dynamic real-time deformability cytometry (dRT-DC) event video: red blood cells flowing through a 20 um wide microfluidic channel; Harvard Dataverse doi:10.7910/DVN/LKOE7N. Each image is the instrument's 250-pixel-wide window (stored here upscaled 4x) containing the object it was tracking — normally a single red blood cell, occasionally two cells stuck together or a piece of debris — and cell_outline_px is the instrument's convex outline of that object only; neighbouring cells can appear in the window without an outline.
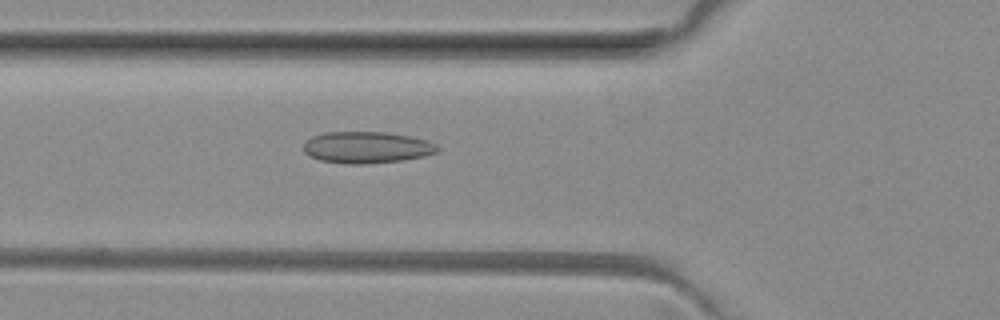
{"species": "common noctule bat (a hibernating species)", "species_latin": "Nyctalus noctula", "temperature_condition": "room temperature", "stored_images_in_passage": 42, "camera_frame_rate_fps": 3000, "um_per_image_px": 0.085, "animal": {"sex": "female", "body_mass_g": 29.2, "forearm_length_mm": 56.3}, "frame": {"image": 1, "passage_image": 9, "time_ms": 2.667, "image_size_px": [1000, 320], "cell_outline_px": [[440, 148], [436, 152], [424, 156], [404, 160], [364, 164], [348, 164], [320, 160], [308, 156], [304, 152], [304, 140], [312, 136], [324, 132], [384, 132], [408, 136], [428, 140], [436, 144]], "centroid_in_image_um": [31.14, 12.53], "position_along_channel_um": 94.7, "area_um2": 24.8}}
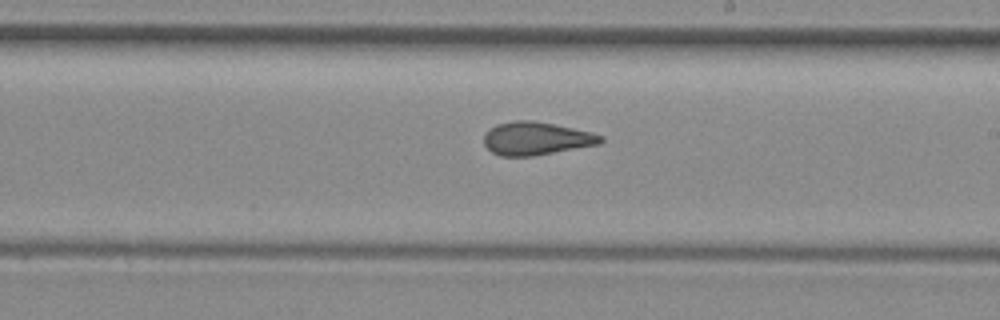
{"frame": {"image": 2, "passage_image": 20, "time_ms": 6.333, "image_size_px": [1000, 320], "cell_outline_px": [[604, 140], [600, 144], [532, 156], [500, 156], [492, 152], [484, 144], [484, 132], [488, 128], [496, 124], [516, 120], [532, 120], [592, 132], [604, 136]], "centroid_in_image_um": [45.56, 11.77], "position_along_channel_um": 243.4, "area_um2": 22.54}}
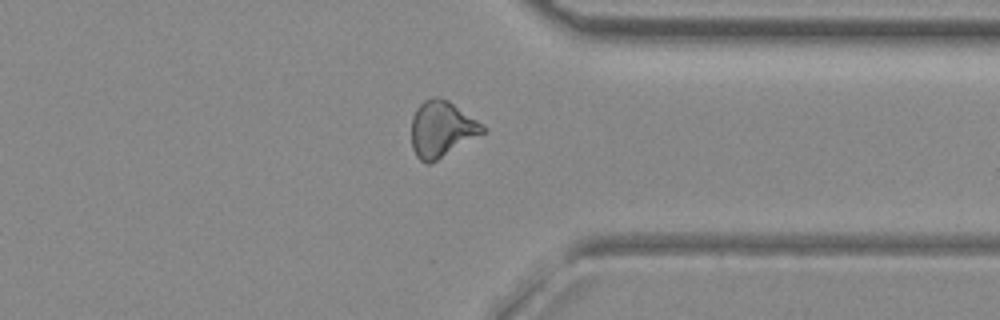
{"frame": {"image": 3, "passage_image": 30, "time_ms": 9.667, "image_size_px": [1000, 320], "cell_outline_px": [[484, 132], [432, 164], [424, 164], [416, 156], [412, 148], [412, 116], [416, 108], [424, 100], [432, 96], [440, 96], [448, 100], [484, 124]], "centroid_in_image_um": [37.52, 10.97], "position_along_channel_um": 373.9, "area_um2": 23.47}, "authors_computed_cell_mechanics": {"area_um2": 22.9177, "velocity_mm_per_s": 4.0479, "shape_relaxation_time_tau1_ms": null, "shape_relaxation_time_tau2_ms": 0.9572, "deformation_change_tau1": null, "deformation_change_tau2": 0.0705}}